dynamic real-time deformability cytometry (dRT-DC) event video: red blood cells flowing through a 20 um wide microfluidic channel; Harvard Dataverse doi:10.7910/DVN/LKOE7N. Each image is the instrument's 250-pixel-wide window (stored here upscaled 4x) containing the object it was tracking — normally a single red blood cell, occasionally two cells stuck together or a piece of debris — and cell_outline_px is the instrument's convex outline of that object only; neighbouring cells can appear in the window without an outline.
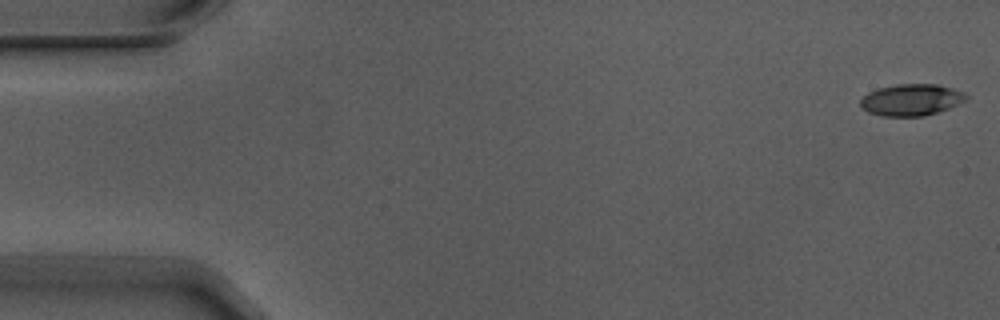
{"species": "Egyptian fruit bat (a non-hibernating species)", "species_latin": "Rousettus aegyptiacus", "temperature_condition": "warm", "stored_images_in_passage": 5, "camera_frame_rate_fps": 3000, "um_per_image_px": 0.085, "animal": {"sex": "male"}, "frame": {"image": 1, "passage_image": 1, "time_ms": 0.0, "image_size_px": [1000, 320], "cell_outline_px": [[968, 96], [964, 100], [948, 108], [924, 116], [884, 116], [868, 112], [860, 104], [860, 100], [868, 92], [880, 88], [896, 84], [936, 84], [952, 88], [964, 92]], "centroid_in_image_um": [77.45, 8.48], "position_along_channel_um": 7.6, "area_um2": 19.19}}